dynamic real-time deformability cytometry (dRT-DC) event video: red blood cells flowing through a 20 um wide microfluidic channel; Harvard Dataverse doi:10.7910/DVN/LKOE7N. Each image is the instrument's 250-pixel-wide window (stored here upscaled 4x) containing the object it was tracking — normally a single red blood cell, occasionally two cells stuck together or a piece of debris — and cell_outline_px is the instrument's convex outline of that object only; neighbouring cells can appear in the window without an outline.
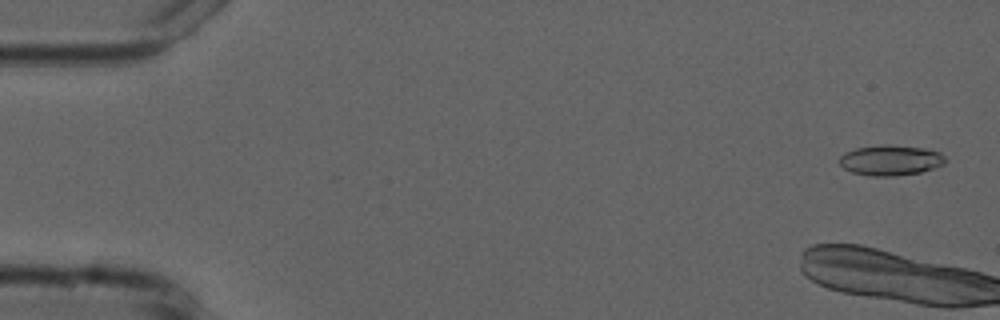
{"species": "common noctule bat (a hibernating species)", "species_latin": "Nyctalus noctula", "temperature_condition": "cold", "stored_images_in_passage": 8, "camera_frame_rate_fps": 3000, "um_per_image_px": 0.085, "animal": {"sex": "male", "forearm_length_mm": 52.5}, "frame": {"image": 1, "passage_image": 2, "time_ms": 0.333, "image_size_px": [1000, 320], "cell_outline_px": [[948, 160], [944, 164], [920, 172], [896, 176], [872, 176], [852, 172], [844, 168], [840, 164], [840, 156], [844, 152], [856, 148], [884, 144], [888, 144], [924, 148], [940, 152]], "centroid_in_image_um": [75.71, 13.61], "position_along_channel_um": 9.3, "area_um2": 18.79}}